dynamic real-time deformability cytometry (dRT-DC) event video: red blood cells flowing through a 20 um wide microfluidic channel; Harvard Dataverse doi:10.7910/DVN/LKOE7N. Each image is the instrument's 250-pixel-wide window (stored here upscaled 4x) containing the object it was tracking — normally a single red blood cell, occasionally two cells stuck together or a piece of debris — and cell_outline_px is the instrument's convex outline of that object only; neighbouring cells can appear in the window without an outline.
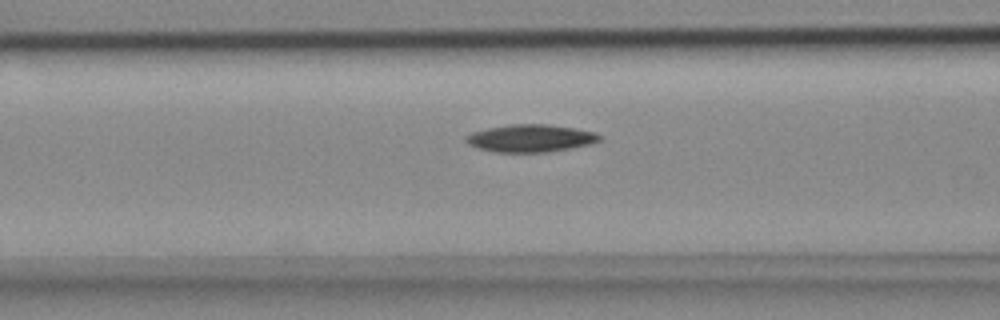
{"species": "common noctule bat (a hibernating species)", "species_latin": "Nyctalus noctula", "temperature_condition": "cold", "stored_images_in_passage": 6, "segment_of_instrument_passage": [2, 2], "camera_frame_rate_fps": 3000, "um_per_image_px": 0.085, "animal": {"sex": "female", "body_mass_g": 18.4}, "frame": {"image": 1, "passage_image": 6, "time_ms": 1.667, "image_size_px": [1000, 320], "cell_outline_px": [[604, 140], [592, 144], [548, 152], [492, 152], [476, 148], [468, 144], [464, 140], [464, 136], [472, 132], [488, 128], [512, 124], [548, 124], [576, 128], [596, 132], [604, 136]], "centroid_in_image_um": [45.14, 11.75], "position_along_channel_um": 121.5, "area_um2": 21.85}}